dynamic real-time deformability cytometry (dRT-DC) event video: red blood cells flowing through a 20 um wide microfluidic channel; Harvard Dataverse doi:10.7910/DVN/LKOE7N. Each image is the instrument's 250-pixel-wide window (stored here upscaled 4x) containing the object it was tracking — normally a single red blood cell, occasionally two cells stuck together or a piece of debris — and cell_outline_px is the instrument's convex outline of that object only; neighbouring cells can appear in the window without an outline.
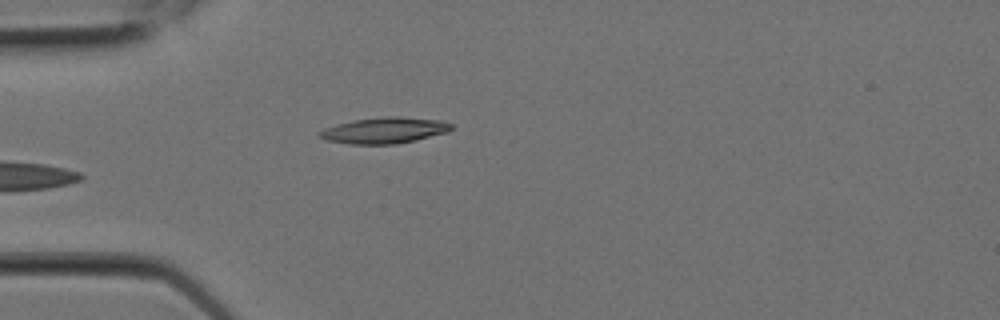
{"species": "Egyptian fruit bat (a non-hibernating species)", "species_latin": "Rousettus aegyptiacus", "temperature_condition": "room temperature", "stored_images_in_passage": 7, "camera_frame_rate_fps": 3000, "um_per_image_px": 0.085, "animal": {"sex": "female"}, "frame": {"image": 1, "passage_image": 7, "time_ms": 2.0, "image_size_px": [1000, 320], "cell_outline_px": [[452, 128], [448, 132], [416, 140], [396, 144], [348, 144], [328, 140], [316, 136], [316, 132], [324, 128], [336, 124], [352, 120], [384, 116], [400, 116], [440, 120], [452, 124]], "centroid_in_image_um": [32.64, 11.08], "position_along_channel_um": 52.4, "area_um2": 20.23}}